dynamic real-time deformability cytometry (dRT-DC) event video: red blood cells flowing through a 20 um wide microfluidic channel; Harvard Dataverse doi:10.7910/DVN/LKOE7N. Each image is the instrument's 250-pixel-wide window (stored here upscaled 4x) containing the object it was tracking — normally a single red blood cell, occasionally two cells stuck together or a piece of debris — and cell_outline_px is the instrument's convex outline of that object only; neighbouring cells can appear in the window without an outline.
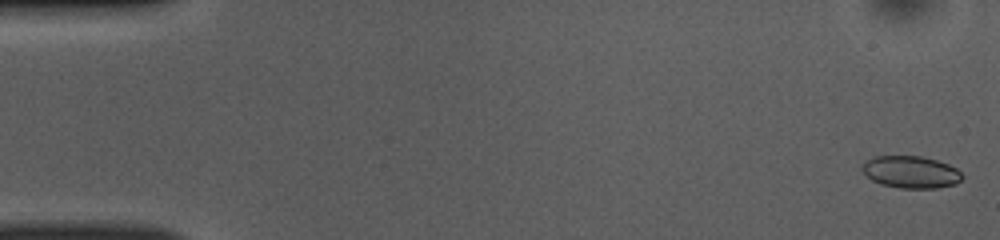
{"species": "common noctule bat (a hibernating species)", "species_latin": "Nyctalus noctula", "temperature_condition": "room temperature", "stored_images_in_passage": 50, "camera_frame_rate_fps": 3000, "um_per_image_px": 0.085, "animal": {"sex": "female", "body_mass_g": 10.0, "forearm_length_mm": 53.1}, "frame": {"image": 1, "passage_image": 1, "time_ms": 0.0, "image_size_px": [1000, 240], "cell_outline_px": [[964, 176], [956, 184], [936, 188], [900, 188], [880, 184], [872, 180], [860, 168], [864, 160], [876, 156], [920, 156], [936, 160], [948, 164], [956, 168]], "centroid_in_image_um": [77.4, 14.62], "position_along_channel_um": 7.6, "area_um2": 18.79}}
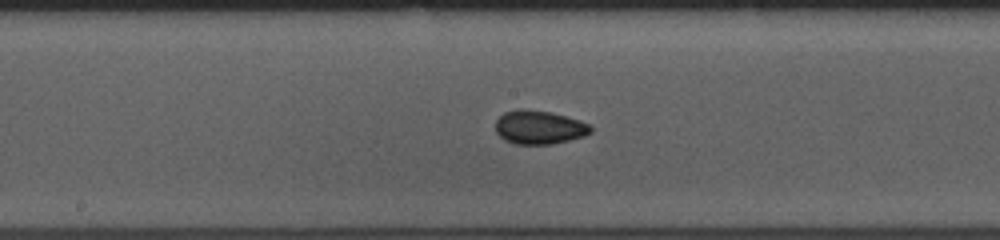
{"frame": {"image": 2, "passage_image": 26, "time_ms": 8.333, "image_size_px": [1000, 240], "cell_outline_px": [[592, 132], [584, 136], [552, 144], [516, 144], [504, 140], [496, 132], [496, 120], [504, 112], [520, 108], [524, 108], [552, 112], [580, 120], [588, 124], [592, 128]], "centroid_in_image_um": [45.82, 10.81], "position_along_channel_um": 202.4, "area_um2": 18.79}}
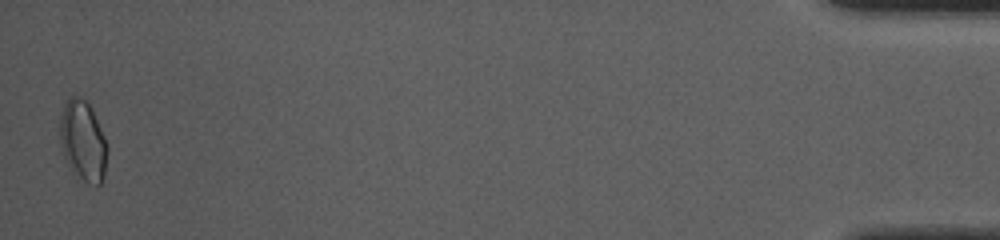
{"frame": {"image": 3, "passage_image": 50, "time_ms": 16.333, "image_size_px": [1000, 240], "cell_outline_px": [[108, 148], [104, 176], [100, 184], [88, 184], [76, 180], [64, 156], [60, 144], [60, 116], [64, 104], [72, 96], [76, 96], [84, 100], [92, 108], [104, 136]], "centroid_in_image_um": [7.05, 12.04], "position_along_channel_um": 428.2, "area_um2": 22.43}, "authors_computed_cell_mechanics": {"area_um2": 18.0336, "velocity_mm_per_s": 3.9527, "shape_relaxation_time_tau1_ms": 5.421, "shape_relaxation_time_tau2_ms": 5.4914, "deformation_change_tau1": 0.106, "deformation_change_tau2": 0.0778}}